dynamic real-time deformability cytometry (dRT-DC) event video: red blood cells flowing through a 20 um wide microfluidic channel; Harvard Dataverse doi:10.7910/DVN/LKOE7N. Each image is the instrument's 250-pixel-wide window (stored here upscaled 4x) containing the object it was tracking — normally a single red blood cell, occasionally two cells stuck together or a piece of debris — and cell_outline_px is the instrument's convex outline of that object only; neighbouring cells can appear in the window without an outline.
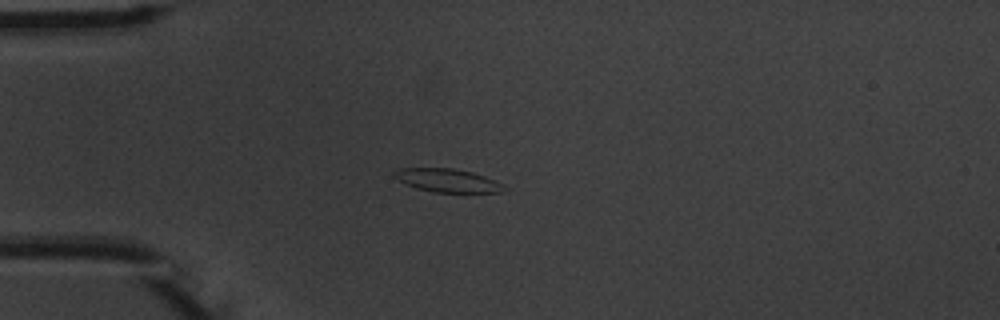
{"species": "common noctule bat (a hibernating species)", "species_latin": "Nyctalus noctula", "temperature_condition": "warm", "stored_images_in_passage": 6, "camera_frame_rate_fps": 3000, "um_per_image_px": 0.085, "animal": {"sex": "male", "body_mass_g": 20.1, "forearm_length_mm": 53.5}, "frame": {"image": 1, "passage_image": 4, "time_ms": 3.667, "image_size_px": [1000, 320], "cell_outline_px": [[504, 192], [432, 192], [416, 188], [392, 176], [392, 172], [400, 168], [452, 168], [472, 172], [484, 176], [504, 184]], "centroid_in_image_um": [38.02, 15.33], "position_along_channel_um": 47.0, "area_um2": 14.8}}